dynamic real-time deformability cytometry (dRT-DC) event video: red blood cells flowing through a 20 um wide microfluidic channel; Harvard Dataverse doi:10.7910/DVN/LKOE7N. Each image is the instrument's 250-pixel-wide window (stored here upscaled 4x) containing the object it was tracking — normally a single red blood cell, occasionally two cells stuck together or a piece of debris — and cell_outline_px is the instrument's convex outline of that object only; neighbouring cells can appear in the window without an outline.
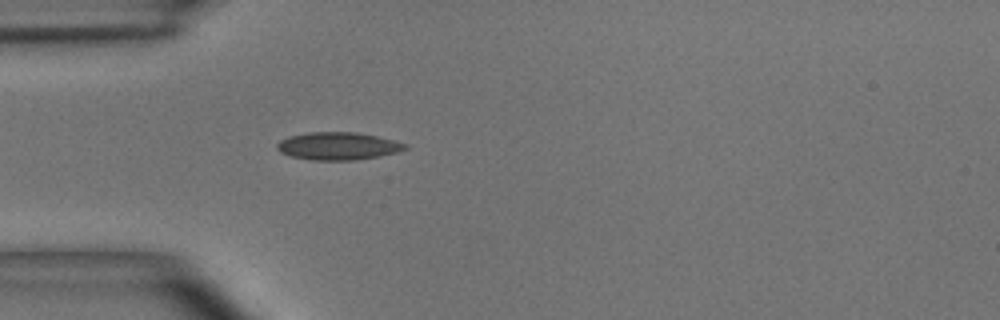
{"species": "common noctule bat (a hibernating species)", "species_latin": "Nyctalus noctula", "temperature_condition": "room temperature", "stored_images_in_passage": 8, "camera_frame_rate_fps": 3000, "um_per_image_px": 0.085, "animal": {"sex": "male", "body_mass_g": 15.6}, "frame": {"image": 1, "passage_image": 5, "time_ms": 1.333, "image_size_px": [1000, 320], "cell_outline_px": [[408, 148], [396, 152], [380, 156], [356, 160], [312, 160], [292, 156], [280, 152], [276, 148], [276, 144], [280, 140], [288, 136], [308, 132], [356, 132], [376, 136], [408, 144]], "centroid_in_image_um": [28.71, 12.41], "position_along_channel_um": 56.3, "area_um2": 20.63}}